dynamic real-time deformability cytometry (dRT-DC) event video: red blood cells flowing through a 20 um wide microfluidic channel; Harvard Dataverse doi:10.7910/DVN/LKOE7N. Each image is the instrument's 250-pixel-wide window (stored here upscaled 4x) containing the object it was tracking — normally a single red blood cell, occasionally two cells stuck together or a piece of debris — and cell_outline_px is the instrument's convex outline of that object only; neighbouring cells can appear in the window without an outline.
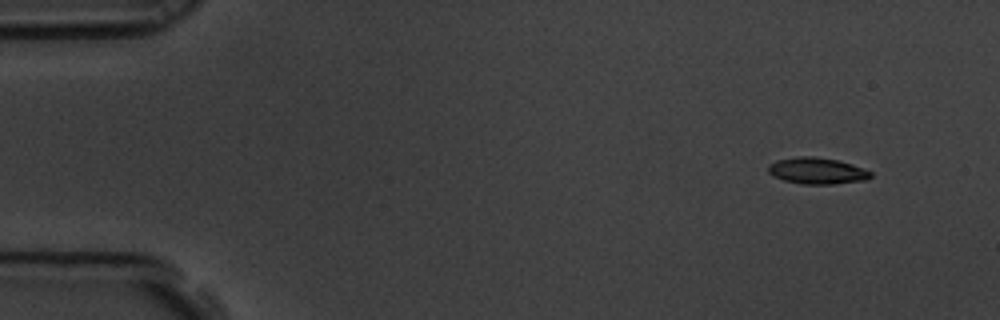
{"species": "common noctule bat (a hibernating species)", "species_latin": "Nyctalus noctula", "temperature_condition": "room temperature", "stored_images_in_passage": 5, "camera_frame_rate_fps": 3000, "um_per_image_px": 0.085, "animal": {"sex": "male", "body_mass_g": 19.5, "forearm_length_mm": 54.6}, "frame": {"image": 1, "passage_image": 1, "time_ms": 0.0, "image_size_px": [1000, 320], "cell_outline_px": [[872, 176], [868, 180], [832, 184], [800, 184], [784, 180], [772, 176], [768, 172], [768, 164], [776, 160], [796, 156], [812, 156], [840, 160], [864, 168], [872, 172]], "centroid_in_image_um": [69.45, 14.51], "position_along_channel_um": 15.5, "area_um2": 16.07}}